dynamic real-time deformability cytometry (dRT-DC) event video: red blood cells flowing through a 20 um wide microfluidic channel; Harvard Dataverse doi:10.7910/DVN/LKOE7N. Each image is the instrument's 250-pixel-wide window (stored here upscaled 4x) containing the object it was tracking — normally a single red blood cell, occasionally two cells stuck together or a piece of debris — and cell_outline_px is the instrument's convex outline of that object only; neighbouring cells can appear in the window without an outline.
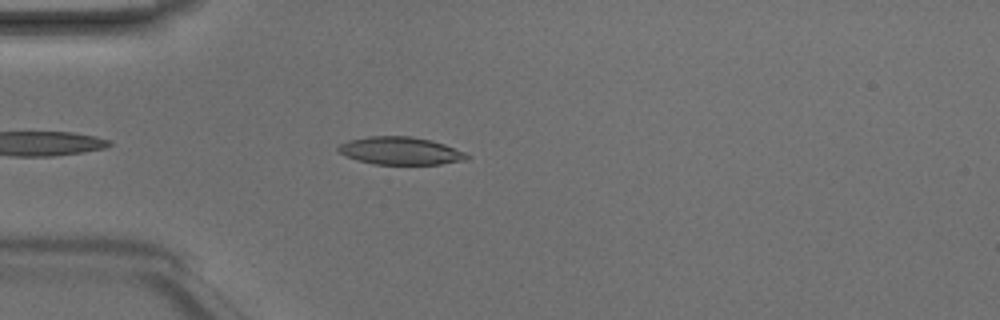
{"species": "Egyptian fruit bat (a non-hibernating species)", "species_latin": "Rousettus aegyptiacus", "temperature_condition": "room temperature", "stored_images_in_passage": 25, "camera_frame_rate_fps": 3000, "um_per_image_px": 0.085, "animal": {"sex": "male"}, "frame": {"image": 1, "passage_image": 4, "time_ms": 1.0, "image_size_px": [1000, 320], "cell_outline_px": [[472, 156], [468, 160], [440, 164], [372, 164], [356, 160], [344, 156], [336, 148], [340, 144], [348, 140], [368, 136], [412, 136], [432, 140], [444, 144], [464, 152]], "centroid_in_image_um": [34.03, 12.82], "position_along_channel_um": 51.0, "area_um2": 20.98}}
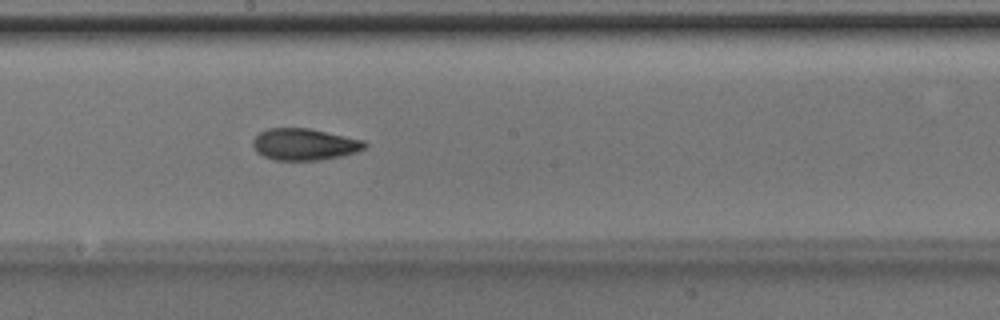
{"frame": {"image": 2, "passage_image": 17, "time_ms": 5.333, "image_size_px": [1000, 320], "cell_outline_px": [[368, 144], [364, 148], [356, 152], [340, 156], [320, 160], [276, 160], [264, 156], [256, 152], [252, 144], [252, 140], [260, 132], [268, 128], [308, 128], [364, 140]], "centroid_in_image_um": [25.86, 12.27], "position_along_channel_um": 222.3, "area_um2": 20.58}}
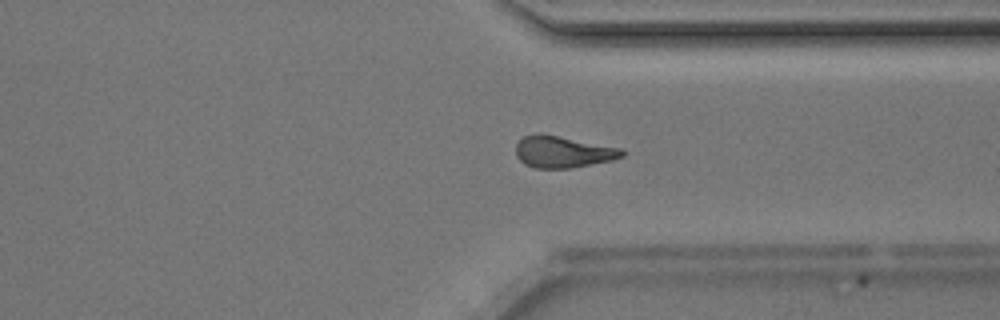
{"frame": {"image": 3, "passage_image": 24, "time_ms": 7.667, "image_size_px": [1000, 320], "cell_outline_px": [[624, 156], [612, 160], [568, 168], [536, 168], [524, 164], [516, 156], [516, 144], [524, 136], [536, 132], [540, 132], [624, 148]], "centroid_in_image_um": [47.84, 12.88], "position_along_channel_um": 363.6, "area_um2": 19.83}}